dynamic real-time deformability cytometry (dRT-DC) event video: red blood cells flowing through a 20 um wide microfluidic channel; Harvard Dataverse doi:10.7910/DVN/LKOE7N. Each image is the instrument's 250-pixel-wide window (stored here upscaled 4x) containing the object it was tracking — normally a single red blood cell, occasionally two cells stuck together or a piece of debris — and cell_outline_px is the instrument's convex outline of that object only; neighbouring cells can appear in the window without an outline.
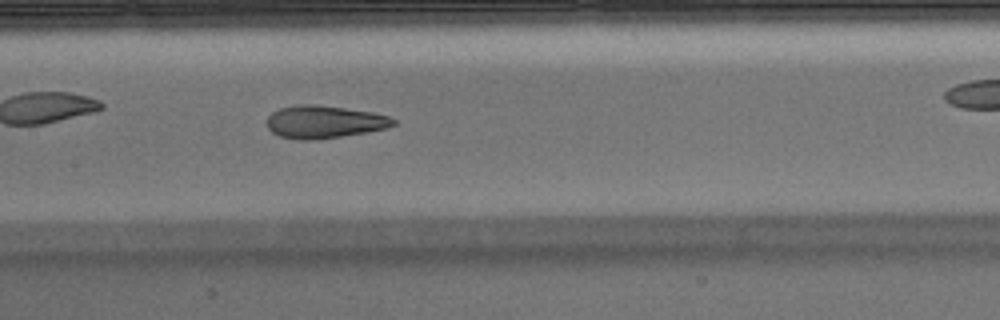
{"species": "Egyptian fruit bat (a non-hibernating species)", "species_latin": "Rousettus aegyptiacus", "temperature_condition": "warm", "stored_images_in_passage": 42, "camera_frame_rate_fps": 3000, "um_per_image_px": 0.085, "animal": {"sex": "male"}, "frame": {"image": 1, "passage_image": 24, "time_ms": 7.667, "image_size_px": [1000, 320], "cell_outline_px": [[396, 124], [388, 128], [340, 136], [312, 140], [296, 140], [280, 136], [272, 132], [268, 128], [268, 116], [272, 112], [280, 108], [300, 104], [316, 104], [372, 112], [388, 116], [396, 120]], "centroid_in_image_um": [27.55, 10.36], "position_along_channel_um": 179.8, "area_um2": 23.93}}